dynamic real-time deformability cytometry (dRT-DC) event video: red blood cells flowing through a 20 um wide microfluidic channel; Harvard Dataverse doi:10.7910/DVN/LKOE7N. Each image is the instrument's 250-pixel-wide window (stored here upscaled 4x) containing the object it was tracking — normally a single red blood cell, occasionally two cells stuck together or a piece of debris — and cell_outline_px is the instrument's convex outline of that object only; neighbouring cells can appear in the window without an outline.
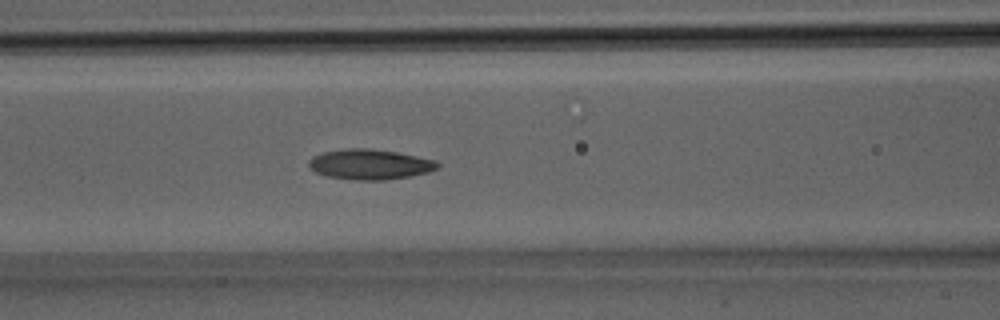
{"species": "Egyptian fruit bat (a non-hibernating species)", "species_latin": "Rousettus aegyptiacus", "temperature_condition": "room temperature", "stored_images_in_passage": 6, "camera_frame_rate_fps": 3000, "um_per_image_px": 0.085, "animal": {"sex": "male"}, "frame": {"image": 1, "passage_image": 5, "time_ms": 1.333, "image_size_px": [1000, 320], "cell_outline_px": [[440, 164], [436, 168], [428, 172], [408, 176], [384, 180], [356, 180], [328, 176], [316, 172], [308, 164], [308, 160], [312, 156], [324, 152], [348, 148], [368, 148], [396, 152], [436, 160]], "centroid_in_image_um": [31.43, 13.96], "position_along_channel_um": 135.2, "area_um2": 22.43}}